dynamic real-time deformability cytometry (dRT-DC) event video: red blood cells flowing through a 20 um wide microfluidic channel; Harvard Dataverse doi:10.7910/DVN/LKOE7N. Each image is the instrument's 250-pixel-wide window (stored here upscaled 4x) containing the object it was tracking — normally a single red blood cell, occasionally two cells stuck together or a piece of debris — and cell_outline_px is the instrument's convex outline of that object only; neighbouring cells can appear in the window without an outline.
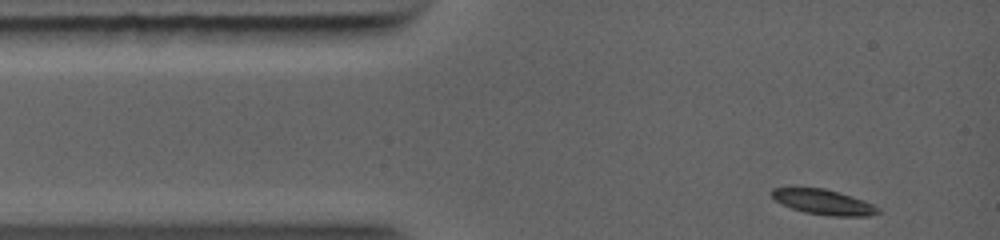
{"species": "common noctule bat (a hibernating species)", "species_latin": "Nyctalus noctula", "temperature_condition": "warm", "stored_images_in_passage": 14, "camera_frame_rate_fps": 5000, "um_per_image_px": 0.085, "animal": {"sex": "female", "body_mass_g": 19.0, "forearm_length_mm": 56.7}, "frame": {"image": 1, "passage_image": 1, "time_ms": 0.0, "image_size_px": [1000, 240], "cell_outline_px": [[880, 212], [868, 216], [828, 216], [804, 212], [780, 204], [768, 192], [772, 188], [824, 188], [840, 192], [864, 200], [880, 208]], "centroid_in_image_um": [69.99, 17.17], "position_along_channel_um": 15.0, "area_um2": 15.66}}
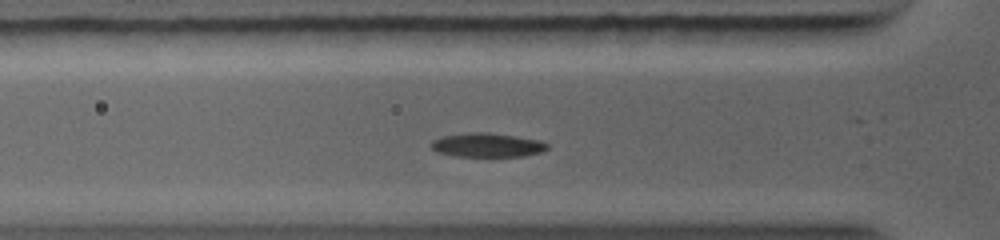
{"frame": {"image": 2, "passage_image": 8, "time_ms": 2.4, "image_size_px": [1000, 240], "cell_outline_px": [[548, 148], [540, 152], [524, 156], [456, 156], [440, 152], [432, 148], [432, 140], [444, 136], [464, 132], [488, 132], [516, 136], [540, 140], [548, 144]], "centroid_in_image_um": [41.44, 12.31], "position_along_channel_um": 84.4, "area_um2": 16.13}}
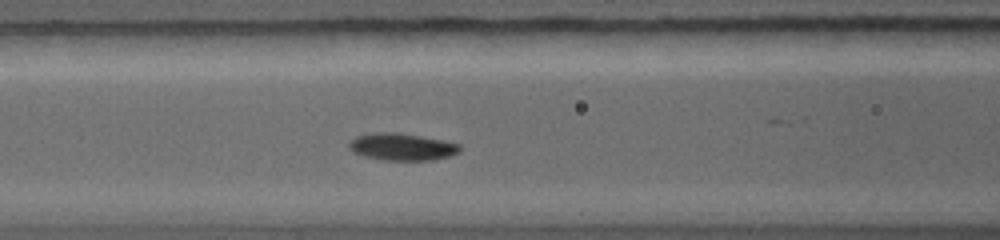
{"frame": {"image": 3, "passage_image": 11, "time_ms": 3.4, "image_size_px": [1000, 240], "cell_outline_px": [[460, 152], [448, 156], [432, 160], [380, 160], [364, 156], [352, 152], [348, 148], [348, 144], [356, 136], [372, 132], [396, 132], [420, 136], [460, 144]], "centroid_in_image_um": [34.11, 12.48], "position_along_channel_um": 132.5, "area_um2": 17.51}}